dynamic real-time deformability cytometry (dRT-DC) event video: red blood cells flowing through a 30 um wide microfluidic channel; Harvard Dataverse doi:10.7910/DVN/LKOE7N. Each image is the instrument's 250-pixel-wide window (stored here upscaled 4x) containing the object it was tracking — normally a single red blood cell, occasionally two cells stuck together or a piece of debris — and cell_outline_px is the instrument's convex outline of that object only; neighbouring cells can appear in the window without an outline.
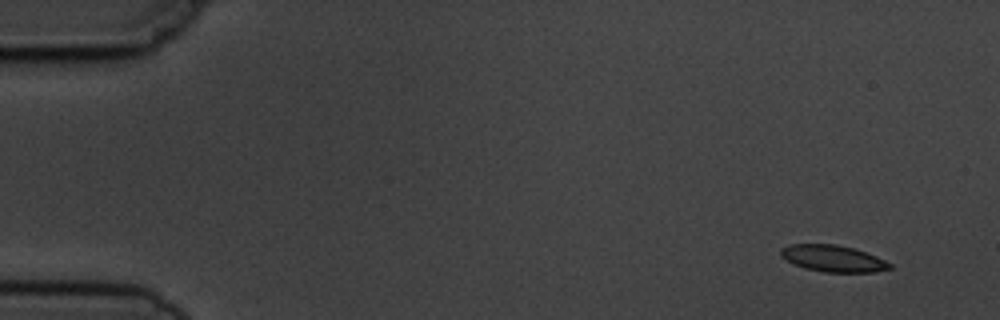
{"species": "common noctule bat (a hibernating species)", "species_latin": "Nyctalus noctula", "temperature_condition": "cold", "stored_images_in_passage": 6, "camera_frame_rate_fps": 3000, "um_per_image_px": 0.085, "animal": {"sex": "male", "body_mass_g": 19.5, "forearm_length_mm": 54.6}, "frame": {"image": 1, "passage_image": 1, "time_ms": 0.0, "image_size_px": [1000, 320], "cell_outline_px": [[892, 268], [872, 272], [824, 272], [804, 268], [792, 264], [780, 256], [780, 248], [788, 244], [836, 244], [852, 248], [876, 256], [892, 264]], "centroid_in_image_um": [70.75, 21.97], "position_along_channel_um": 14.3, "area_um2": 16.94}}
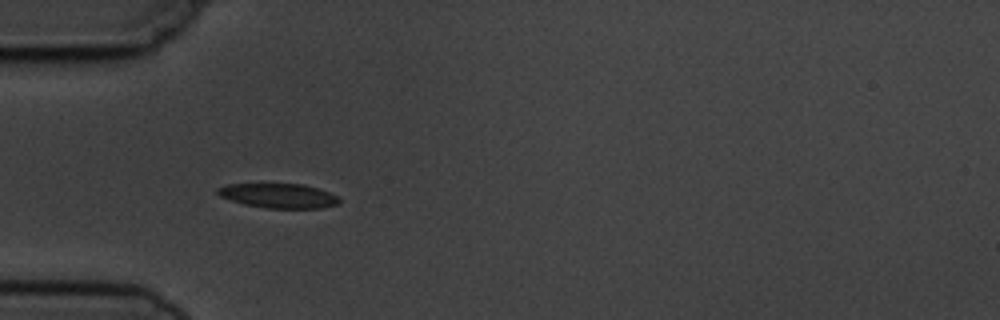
{"frame": {"image": 2, "passage_image": 5, "time_ms": 4.333, "image_size_px": [1000, 320], "cell_outline_px": [[340, 200], [336, 204], [320, 208], [264, 208], [244, 204], [220, 196], [216, 192], [216, 188], [228, 184], [304, 184], [328, 192], [336, 196]], "centroid_in_image_um": [23.64, 16.63], "position_along_channel_um": 61.4, "area_um2": 17.17}}
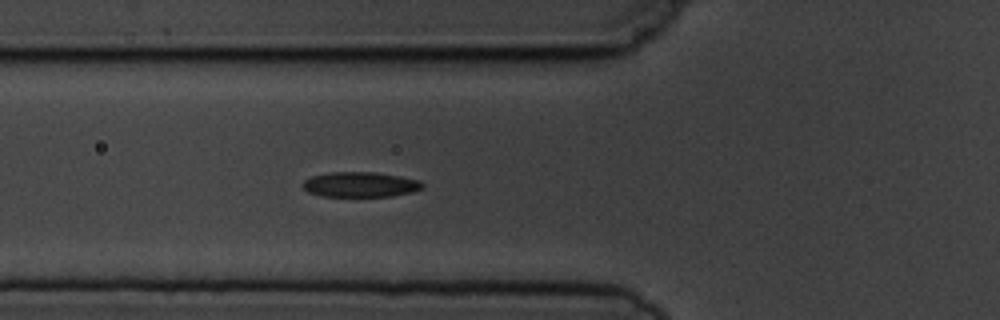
{"frame": {"image": 3, "passage_image": 6, "time_ms": 5.333, "image_size_px": [1000, 320], "cell_outline_px": [[424, 188], [412, 192], [392, 196], [320, 196], [308, 192], [300, 184], [304, 180], [312, 176], [332, 172], [376, 172], [400, 176], [420, 180], [424, 184]], "centroid_in_image_um": [30.64, 15.68], "position_along_channel_um": 95.2, "area_um2": 17.63}}